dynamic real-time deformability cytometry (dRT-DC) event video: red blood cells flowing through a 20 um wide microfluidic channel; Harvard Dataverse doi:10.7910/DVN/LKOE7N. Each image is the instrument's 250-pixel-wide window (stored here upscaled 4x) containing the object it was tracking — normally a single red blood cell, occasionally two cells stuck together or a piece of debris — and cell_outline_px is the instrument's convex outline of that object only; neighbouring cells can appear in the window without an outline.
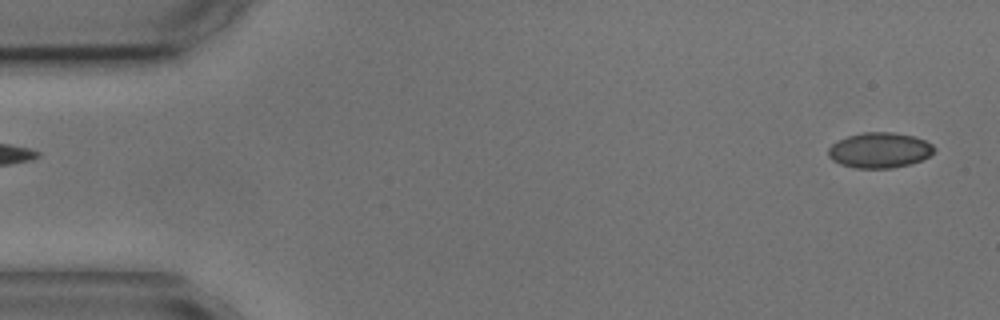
{"species": "common noctule bat (a hibernating species)", "species_latin": "Nyctalus noctula", "temperature_condition": "cold", "stored_images_in_passage": 3, "segment_of_instrument_passage": [2, 2], "camera_frame_rate_fps": 3000, "um_per_image_px": 0.085, "animal": {"sex": "male", "body_mass_g": 17.9, "forearm_length_mm": 54.2}, "frame": {"image": 1, "passage_image": 3, "time_ms": 2.667, "image_size_px": [1000, 320], "cell_outline_px": [[936, 148], [928, 156], [920, 160], [908, 164], [892, 168], [856, 168], [840, 164], [832, 160], [828, 156], [828, 148], [832, 144], [848, 136], [864, 132], [892, 132], [912, 136], [924, 140], [932, 144]], "centroid_in_image_um": [74.74, 12.77], "position_along_channel_um": 10.3, "area_um2": 21.62}}